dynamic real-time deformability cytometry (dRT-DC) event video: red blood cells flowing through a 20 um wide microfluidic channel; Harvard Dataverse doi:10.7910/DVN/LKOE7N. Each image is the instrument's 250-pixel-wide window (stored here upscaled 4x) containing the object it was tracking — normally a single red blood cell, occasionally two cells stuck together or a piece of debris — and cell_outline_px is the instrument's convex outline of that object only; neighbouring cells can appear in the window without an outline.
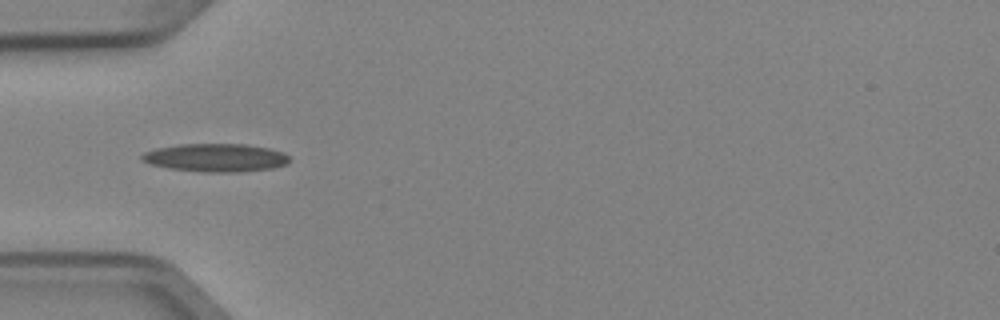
{"species": "Egyptian fruit bat (a non-hibernating species)", "species_latin": "Rousettus aegyptiacus", "temperature_condition": "cold", "stored_images_in_passage": 1, "camera_frame_rate_fps": 3000, "um_per_image_px": 0.085, "animal": {"sex": "female"}, "frame": {"image": 1, "passage_image": 1, "time_ms": 0.0, "image_size_px": [1000, 320], "cell_outline_px": [[288, 164], [272, 168], [240, 172], [204, 172], [168, 168], [152, 164], [140, 160], [140, 156], [144, 152], [156, 148], [180, 144], [244, 144], [268, 148], [284, 152], [288, 156]], "centroid_in_image_um": [18.32, 13.4], "position_along_channel_um": 66.7, "area_um2": 24.22}}